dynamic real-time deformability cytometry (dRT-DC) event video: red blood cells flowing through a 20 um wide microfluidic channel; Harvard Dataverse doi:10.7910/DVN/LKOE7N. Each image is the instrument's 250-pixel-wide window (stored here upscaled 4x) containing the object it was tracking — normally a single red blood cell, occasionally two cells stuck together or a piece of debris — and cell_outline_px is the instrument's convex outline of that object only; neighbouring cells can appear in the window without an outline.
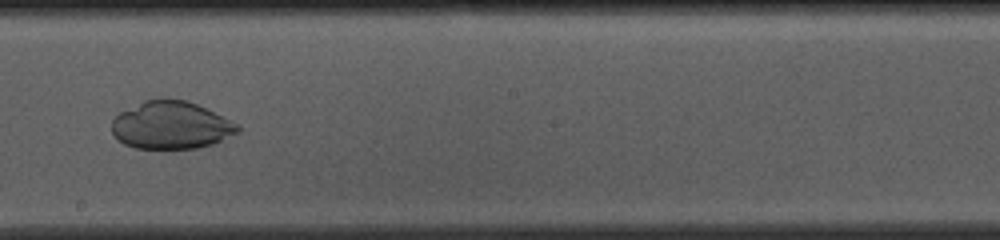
{"species": "common noctule bat (a hibernating species)", "species_latin": "Nyctalus noctula", "temperature_condition": "cold", "stored_images_in_passage": 53, "camera_frame_rate_fps": 3000, "um_per_image_px": 0.085, "animal": {"sex": "female", "body_mass_g": 10.0, "forearm_length_mm": 53.1}, "frame": {"image": 1, "passage_image": 29, "time_ms": 9.333, "image_size_px": [1000, 240], "cell_outline_px": [[240, 132], [212, 144], [200, 148], [136, 148], [124, 144], [112, 132], [112, 120], [120, 112], [144, 100], [160, 96], [188, 100], [240, 124]], "centroid_in_image_um": [14.56, 10.61], "position_along_channel_um": 233.6, "area_um2": 35.32}}
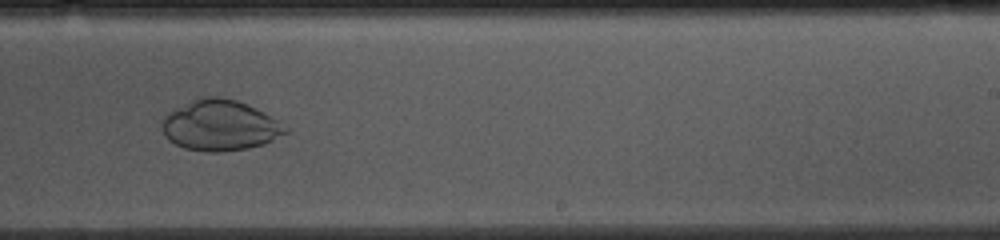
{"frame": {"image": 2, "passage_image": 32, "time_ms": 10.333, "image_size_px": [1000, 240], "cell_outline_px": [[288, 132], [264, 144], [248, 148], [220, 152], [208, 152], [184, 148], [168, 140], [164, 136], [160, 128], [160, 124], [164, 116], [168, 112], [200, 96], [216, 96], [236, 100], [256, 108], [280, 120], [288, 128]], "centroid_in_image_um": [18.68, 10.66], "position_along_channel_um": 270.3, "area_um2": 36.76}}
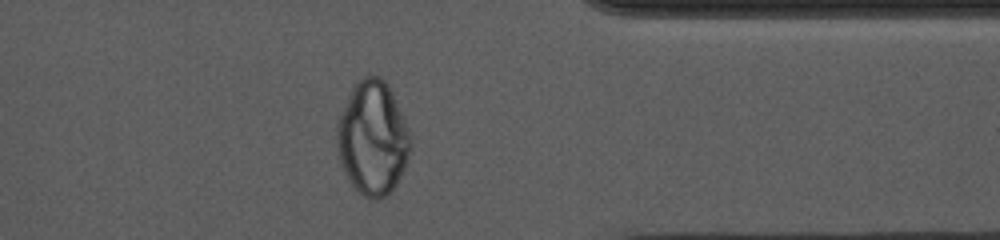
{"frame": {"image": 3, "passage_image": 42, "time_ms": 13.667, "image_size_px": [1000, 240], "cell_outline_px": [[412, 144], [404, 168], [392, 192], [376, 200], [372, 200], [364, 196], [352, 184], [344, 172], [340, 160], [336, 144], [336, 120], [352, 88], [368, 72], [380, 76], [388, 84], [400, 112], [408, 132]], "centroid_in_image_um": [31.64, 11.73], "position_along_channel_um": 379.8, "area_um2": 48.61}}